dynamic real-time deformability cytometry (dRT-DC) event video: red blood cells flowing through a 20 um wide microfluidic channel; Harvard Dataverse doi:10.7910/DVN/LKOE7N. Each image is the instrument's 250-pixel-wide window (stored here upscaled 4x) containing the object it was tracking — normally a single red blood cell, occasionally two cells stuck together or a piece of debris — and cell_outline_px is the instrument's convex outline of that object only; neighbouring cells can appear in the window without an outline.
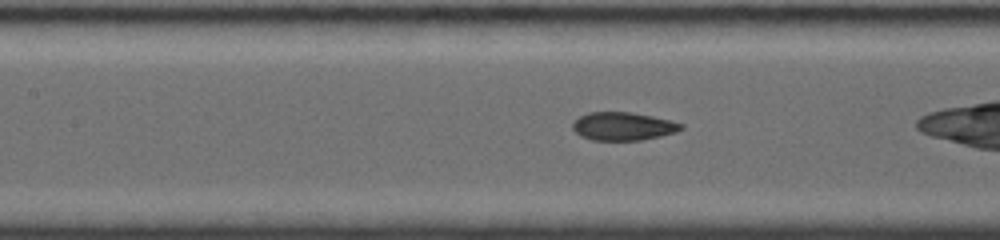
{"species": "common noctule bat (a hibernating species)", "species_latin": "Nyctalus noctula", "temperature_condition": "room temperature", "stored_images_in_passage": 23, "camera_frame_rate_fps": 4000, "um_per_image_px": 0.085, "animal": {"sex": "female", "body_mass_g": 19.0, "forearm_length_mm": 56.7}, "frame": {"image": 1, "passage_image": 7, "time_ms": 2.75, "image_size_px": [1000, 240], "cell_outline_px": [[684, 128], [676, 132], [660, 136], [640, 140], [592, 140], [580, 136], [572, 128], [572, 124], [580, 116], [588, 112], [632, 112], [672, 120], [684, 124]], "centroid_in_image_um": [52.98, 10.73], "position_along_channel_um": 154.4, "area_um2": 17.86}}
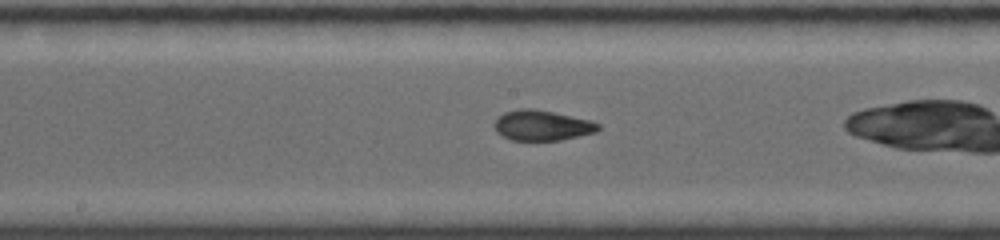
{"frame": {"image": 2, "passage_image": 10, "time_ms": 4.0, "image_size_px": [1000, 240], "cell_outline_px": [[600, 128], [596, 132], [560, 140], [512, 140], [496, 132], [492, 124], [504, 112], [520, 108], [532, 108], [592, 120], [600, 124]], "centroid_in_image_um": [46.07, 10.65], "position_along_channel_um": 202.1, "area_um2": 18.32}}
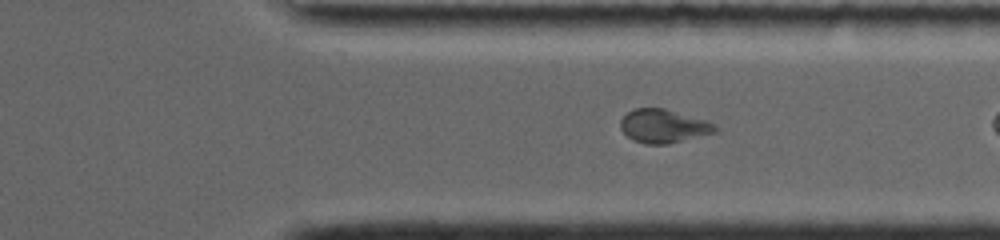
{"frame": {"image": 3, "passage_image": 20, "time_ms": 8.0, "image_size_px": [1000, 240], "cell_outline_px": [[716, 132], [668, 144], [648, 144], [632, 140], [620, 128], [620, 120], [628, 112], [636, 108], [664, 108], [704, 120], [712, 124], [716, 128]], "centroid_in_image_um": [56.35, 10.72], "position_along_channel_um": 355.1, "area_um2": 18.15}}